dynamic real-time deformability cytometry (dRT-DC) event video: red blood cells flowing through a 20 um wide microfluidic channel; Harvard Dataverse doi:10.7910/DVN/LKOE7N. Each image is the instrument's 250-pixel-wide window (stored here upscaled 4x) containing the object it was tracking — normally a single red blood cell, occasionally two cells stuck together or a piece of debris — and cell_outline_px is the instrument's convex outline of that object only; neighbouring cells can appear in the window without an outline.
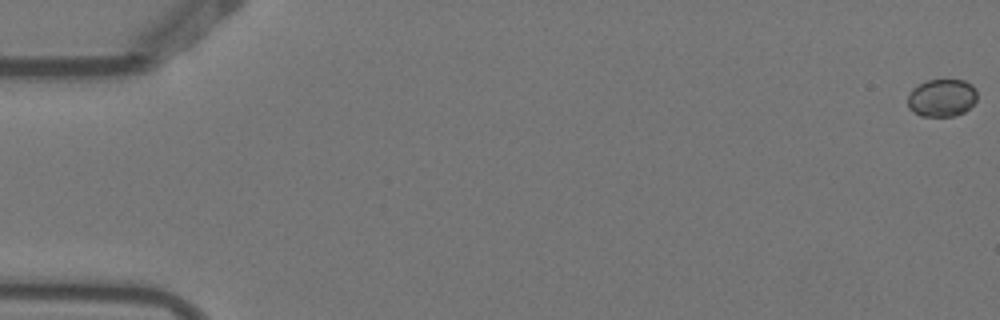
{"species": "Egyptian fruit bat (a non-hibernating species)", "species_latin": "Rousettus aegyptiacus", "temperature_condition": "warm", "stored_images_in_passage": 3, "camera_frame_rate_fps": 3000, "um_per_image_px": 0.085, "animal": {"sex": "female"}, "frame": {"image": 1, "passage_image": 1, "time_ms": 0.0, "image_size_px": [1000, 320], "cell_outline_px": [[976, 100], [964, 112], [956, 116], [920, 116], [912, 112], [908, 108], [908, 96], [912, 88], [928, 80], [964, 80], [972, 84], [976, 88]], "centroid_in_image_um": [80.04, 8.32], "position_along_channel_um": 5.0, "area_um2": 15.32}}
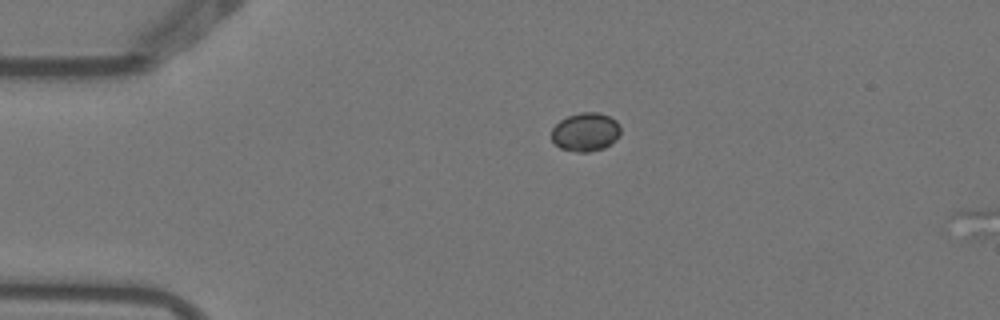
{"frame": {"image": 2, "passage_image": 3, "time_ms": 0.667, "image_size_px": [1000, 320], "cell_outline_px": [[620, 136], [616, 140], [604, 148], [588, 152], [576, 152], [560, 148], [552, 140], [552, 128], [560, 120], [568, 116], [580, 112], [596, 112], [608, 116], [616, 120], [620, 124]], "centroid_in_image_um": [49.79, 11.22], "position_along_channel_um": 35.2, "area_um2": 15.61}}